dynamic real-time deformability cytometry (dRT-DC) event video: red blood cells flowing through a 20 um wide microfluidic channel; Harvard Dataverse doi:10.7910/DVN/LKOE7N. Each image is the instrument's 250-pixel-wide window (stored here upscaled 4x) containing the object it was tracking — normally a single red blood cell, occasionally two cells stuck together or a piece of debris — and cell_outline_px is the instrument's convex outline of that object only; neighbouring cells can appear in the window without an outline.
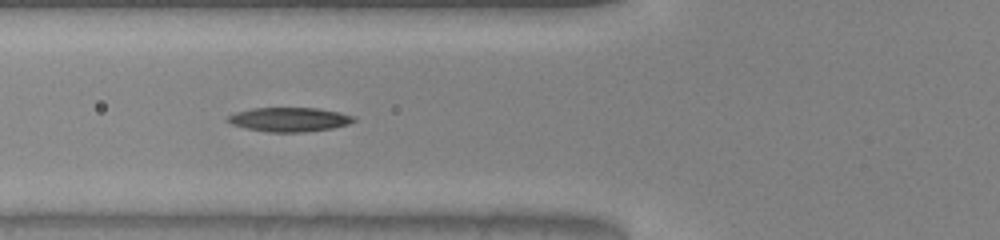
{"species": "common noctule bat (a hibernating species)", "species_latin": "Nyctalus noctula", "temperature_condition": "warm", "stored_images_in_passage": 36, "camera_frame_rate_fps": 3000, "um_per_image_px": 0.085, "animal": {"sex": "male", "body_mass_g": 20.0, "forearm_length_mm": 53.3}, "frame": {"image": 1, "passage_image": 6, "time_ms": 1.667, "image_size_px": [1000, 240], "cell_outline_px": [[356, 120], [348, 124], [332, 128], [300, 132], [268, 132], [248, 128], [232, 124], [224, 120], [228, 116], [236, 112], [252, 108], [316, 108], [340, 112], [356, 116]], "centroid_in_image_um": [24.6, 10.15], "position_along_channel_um": 101.2, "area_um2": 17.69}}
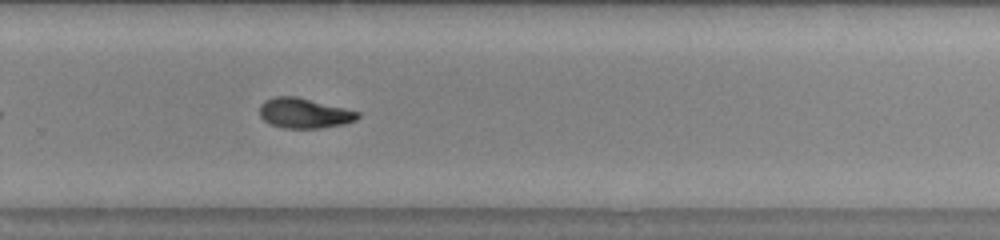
{"frame": {"image": 2, "passage_image": 21, "time_ms": 6.667, "image_size_px": [1000, 240], "cell_outline_px": [[360, 116], [356, 120], [344, 124], [320, 128], [284, 128], [272, 124], [264, 120], [260, 116], [260, 104], [264, 100], [276, 96], [296, 96], [360, 112]], "centroid_in_image_um": [25.85, 9.61], "position_along_channel_um": 303.9, "area_um2": 17.11}, "authors_computed_cell_mechanics": {"area_um2": 17.2533, "velocity_mm_per_s": 4.0539, "shape_relaxation_time_tau1_ms": 7.8986, "shape_relaxation_time_tau2_ms": 2.6031, "deformation_change_tau1": 0.2353, "deformation_change_tau2": 0.0822}}